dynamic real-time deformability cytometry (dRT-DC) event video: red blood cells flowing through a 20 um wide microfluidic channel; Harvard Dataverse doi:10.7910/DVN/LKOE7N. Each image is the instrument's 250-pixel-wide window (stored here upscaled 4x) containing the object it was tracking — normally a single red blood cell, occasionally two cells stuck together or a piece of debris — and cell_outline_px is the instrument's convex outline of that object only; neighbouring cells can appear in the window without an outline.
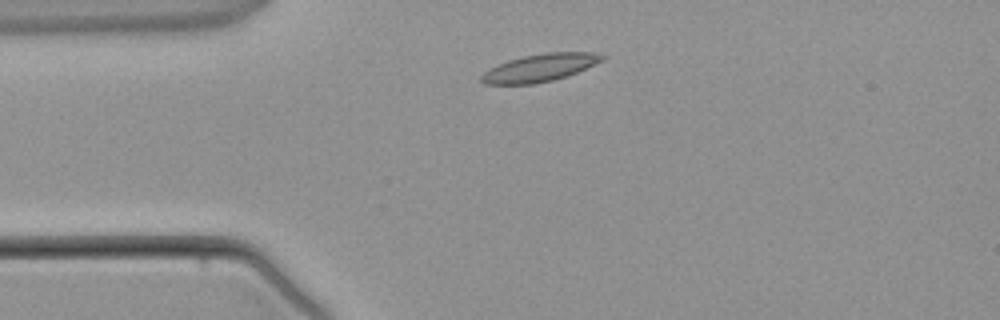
{"species": "common noctule bat (a hibernating species)", "species_latin": "Nyctalus noctula", "temperature_condition": "warm", "stored_images_in_passage": 2, "camera_frame_rate_fps": 3000, "um_per_image_px": 0.085, "animal": {"sex": "male", "body_mass_g": 21.5, "forearm_length_mm": 52.0}, "frame": {"image": 1, "passage_image": 1, "time_ms": 0.0, "image_size_px": [1000, 320], "cell_outline_px": [[608, 56], [604, 60], [568, 76], [552, 80], [532, 84], [484, 84], [480, 80], [480, 76], [488, 68], [508, 60], [524, 56], [548, 52], [592, 52]], "centroid_in_image_um": [45.89, 5.76], "position_along_channel_um": 39.1, "area_um2": 19.48}}